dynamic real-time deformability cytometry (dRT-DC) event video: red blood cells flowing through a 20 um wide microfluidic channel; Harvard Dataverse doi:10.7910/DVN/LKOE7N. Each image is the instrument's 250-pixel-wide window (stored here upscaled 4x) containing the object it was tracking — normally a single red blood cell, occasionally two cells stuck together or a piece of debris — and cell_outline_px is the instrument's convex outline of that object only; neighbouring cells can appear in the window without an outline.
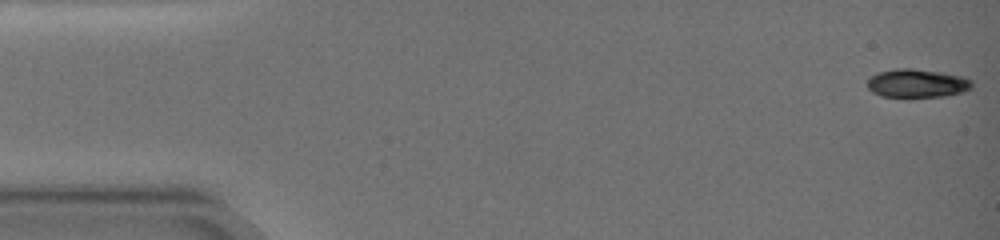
{"species": "common noctule bat (a hibernating species)", "species_latin": "Nyctalus noctula", "temperature_condition": "warm", "stored_images_in_passage": 70, "camera_frame_rate_fps": 3000, "um_per_image_px": 0.085, "animal": {"sex": "female", "body_mass_g": 19.0, "forearm_length_mm": 51.5}, "frame": {"image": 1, "passage_image": 1, "time_ms": 0.0, "image_size_px": [1000, 240], "cell_outline_px": [[972, 88], [964, 92], [944, 96], [880, 96], [872, 92], [868, 88], [868, 80], [876, 72], [896, 68], [912, 68], [940, 72], [960, 76], [972, 80]], "centroid_in_image_um": [77.94, 7.07], "position_along_channel_um": 7.1, "area_um2": 17.22}}
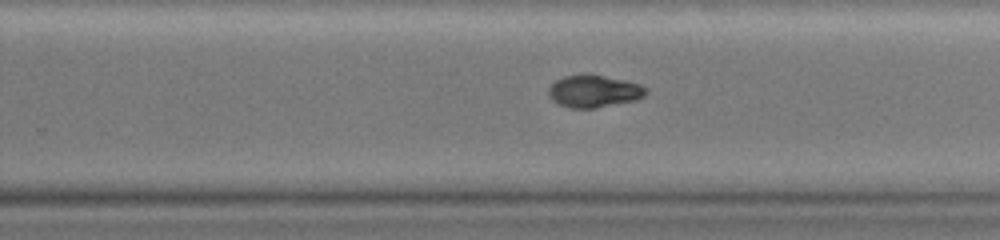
{"frame": {"image": 2, "passage_image": 45, "time_ms": 12.0, "image_size_px": [1000, 240], "cell_outline_px": [[648, 92], [644, 96], [636, 100], [596, 108], [572, 108], [556, 104], [548, 96], [548, 88], [556, 80], [564, 76], [584, 72], [588, 72], [624, 80], [640, 84], [648, 88]], "centroid_in_image_um": [50.47, 7.73], "position_along_channel_um": 279.3, "area_um2": 18.84}}
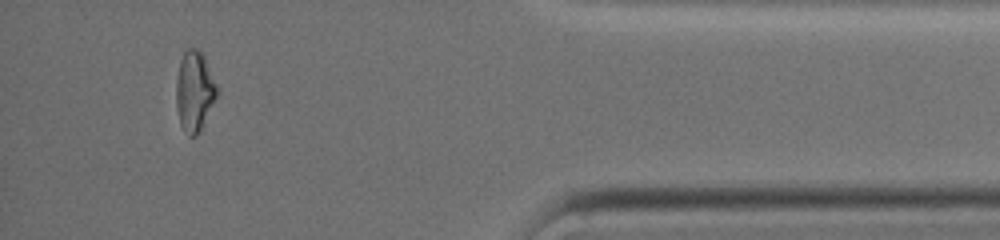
{"frame": {"image": 3, "passage_image": 64, "time_ms": 17.0, "image_size_px": [1000, 240], "cell_outline_px": [[220, 92], [200, 132], [196, 136], [188, 136], [184, 132], [180, 124], [176, 108], [176, 76], [180, 60], [184, 52], [188, 48], [196, 48], [204, 56]], "centroid_in_image_um": [16.54, 7.79], "position_along_channel_um": 418.7, "area_um2": 19.48}, "authors_computed_cell_mechanics": {"area_um2": 18.785, "velocity_mm_per_s": 3.4615, "shape_relaxation_time_tau1_ms": 7.7469, "shape_relaxation_time_tau2_ms": 3.3158, "deformation_change_tau1": 0.2733, "deformation_change_tau2": 0.038}}